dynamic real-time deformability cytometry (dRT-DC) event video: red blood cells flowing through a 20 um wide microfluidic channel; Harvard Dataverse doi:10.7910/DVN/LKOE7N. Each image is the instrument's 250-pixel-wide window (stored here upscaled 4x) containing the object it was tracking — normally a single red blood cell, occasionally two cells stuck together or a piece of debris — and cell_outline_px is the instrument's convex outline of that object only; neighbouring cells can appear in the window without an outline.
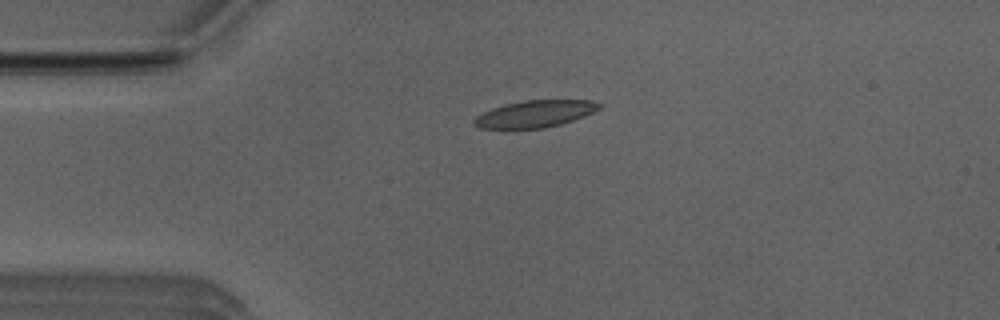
{"species": "Egyptian fruit bat (a non-hibernating species)", "species_latin": "Rousettus aegyptiacus", "temperature_condition": "room temperature", "stored_images_in_passage": 37, "camera_frame_rate_fps": 3000, "um_per_image_px": 0.085, "animal": {"sex": "male"}, "frame": {"image": 1, "passage_image": 1, "time_ms": 0.0, "image_size_px": [1000, 320], "cell_outline_px": [[604, 104], [600, 108], [584, 116], [560, 124], [544, 128], [480, 128], [472, 124], [472, 120], [476, 116], [492, 108], [504, 104], [524, 100], [592, 100]], "centroid_in_image_um": [45.47, 9.67], "position_along_channel_um": 39.5, "area_um2": 19.59}}
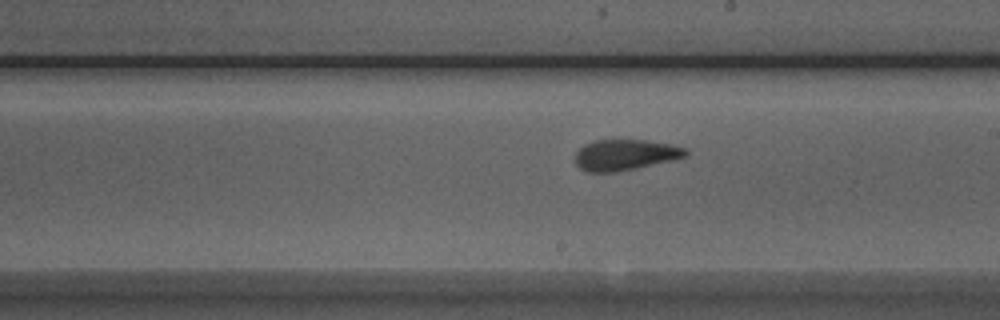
{"frame": {"image": 2, "passage_image": 18, "time_ms": 5.667, "image_size_px": [1000, 320], "cell_outline_px": [[688, 156], [636, 168], [616, 172], [588, 172], [580, 168], [576, 164], [576, 152], [584, 144], [592, 140], [644, 140], [672, 144], [684, 148], [688, 152]], "centroid_in_image_um": [53.12, 13.16], "position_along_channel_um": 235.9, "area_um2": 19.77}}
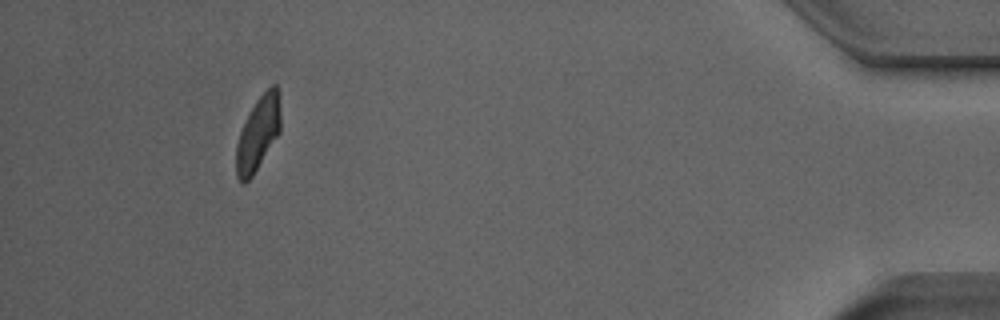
{"frame": {"image": 3, "passage_image": 37, "time_ms": 12.0, "image_size_px": [1000, 320], "cell_outline_px": [[280, 132], [252, 176], [244, 184], [236, 176], [236, 144], [240, 132], [256, 100], [272, 84], [276, 84], [280, 88]], "centroid_in_image_um": [21.96, 11.31], "position_along_channel_um": 413.2, "area_um2": 19.02}, "authors_computed_cell_mechanics": {"area_um2": 19.7098, "velocity_mm_per_s": 3.9146, "shape_relaxation_time_tau1_ms": 3.9987, "shape_relaxation_time_tau2_ms": 1.2917, "deformation_change_tau1": 0.1662, "deformation_change_tau2": 0.0882}}